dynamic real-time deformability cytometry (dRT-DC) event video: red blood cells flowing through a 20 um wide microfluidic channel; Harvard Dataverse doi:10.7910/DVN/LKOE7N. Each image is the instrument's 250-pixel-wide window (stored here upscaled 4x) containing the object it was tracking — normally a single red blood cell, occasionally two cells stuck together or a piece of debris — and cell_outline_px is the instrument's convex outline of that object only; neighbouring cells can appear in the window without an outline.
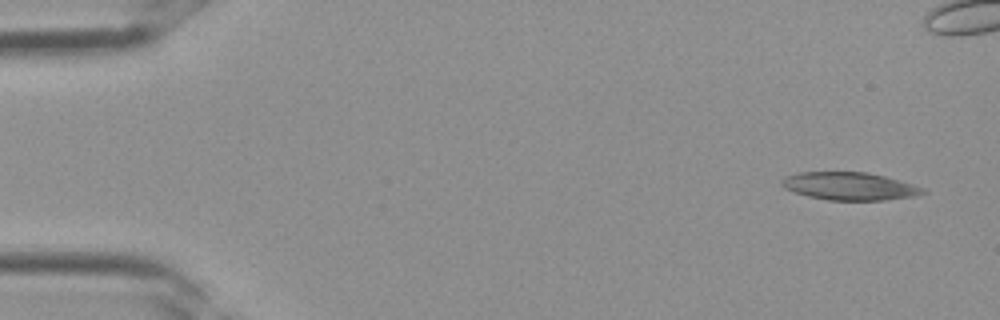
{"species": "Egyptian fruit bat (a non-hibernating species)", "species_latin": "Rousettus aegyptiacus", "temperature_condition": "room temperature", "stored_images_in_passage": 4, "camera_frame_rate_fps": 3000, "um_per_image_px": 0.085, "frame": {"image": 1, "passage_image": 1, "time_ms": 0.0, "image_size_px": [1000, 320], "cell_outline_px": [[928, 192], [916, 196], [884, 200], [828, 200], [808, 196], [784, 188], [780, 184], [780, 180], [796, 172], [868, 172], [884, 176], [912, 184], [924, 188]], "centroid_in_image_um": [72.22, 15.82], "position_along_channel_um": 12.8, "area_um2": 22.83}}